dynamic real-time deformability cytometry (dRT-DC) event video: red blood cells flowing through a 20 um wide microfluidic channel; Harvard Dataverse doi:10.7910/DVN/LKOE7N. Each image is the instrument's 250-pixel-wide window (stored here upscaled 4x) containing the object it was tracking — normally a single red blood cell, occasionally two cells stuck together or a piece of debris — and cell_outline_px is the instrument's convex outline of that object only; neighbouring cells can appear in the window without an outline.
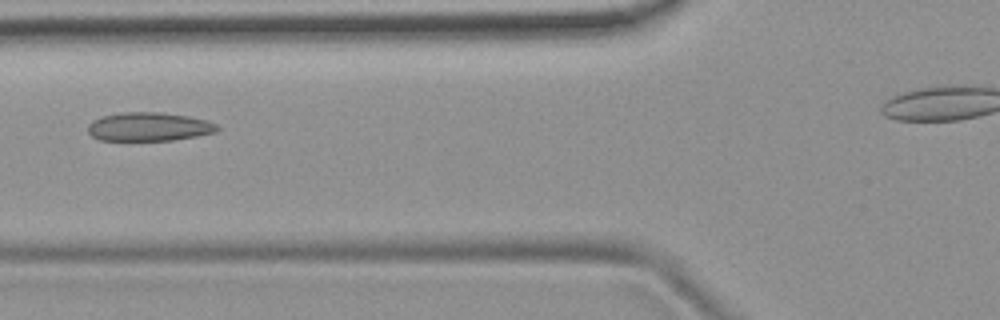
{"species": "common noctule bat (a hibernating species)", "species_latin": "Nyctalus noctula", "temperature_condition": "room temperature", "stored_images_in_passage": 7, "camera_frame_rate_fps": 3000, "um_per_image_px": 0.085, "animal": {"sex": "female", "body_mass_g": 19.9}, "frame": {"image": 1, "passage_image": 6, "time_ms": 6.0, "image_size_px": [1000, 320], "cell_outline_px": [[220, 128], [216, 132], [196, 136], [172, 140], [100, 140], [92, 136], [88, 132], [88, 124], [92, 120], [104, 116], [120, 112], [160, 112], [188, 116], [208, 120], [216, 124]], "centroid_in_image_um": [12.66, 10.76], "position_along_channel_um": 113.1, "area_um2": 21.62}}
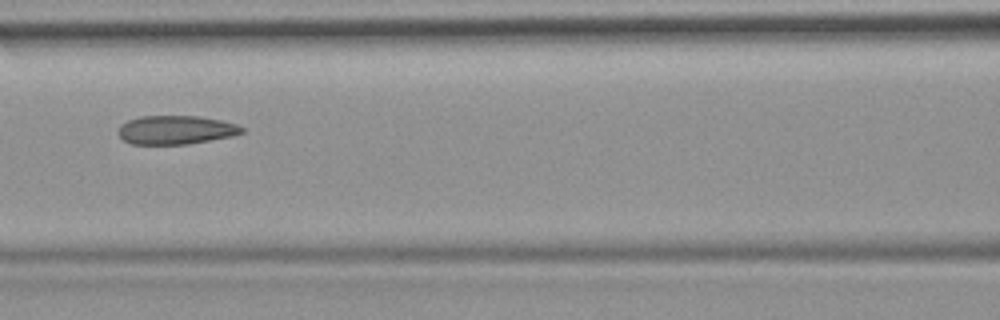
{"frame": {"image": 2, "passage_image": 7, "time_ms": 7.0, "image_size_px": [1000, 320], "cell_outline_px": [[244, 132], [232, 136], [188, 144], [132, 144], [124, 140], [116, 132], [120, 124], [128, 120], [140, 116], [200, 116], [220, 120], [236, 124], [244, 128]], "centroid_in_image_um": [14.92, 11.04], "position_along_channel_um": 151.7, "area_um2": 20.75}}